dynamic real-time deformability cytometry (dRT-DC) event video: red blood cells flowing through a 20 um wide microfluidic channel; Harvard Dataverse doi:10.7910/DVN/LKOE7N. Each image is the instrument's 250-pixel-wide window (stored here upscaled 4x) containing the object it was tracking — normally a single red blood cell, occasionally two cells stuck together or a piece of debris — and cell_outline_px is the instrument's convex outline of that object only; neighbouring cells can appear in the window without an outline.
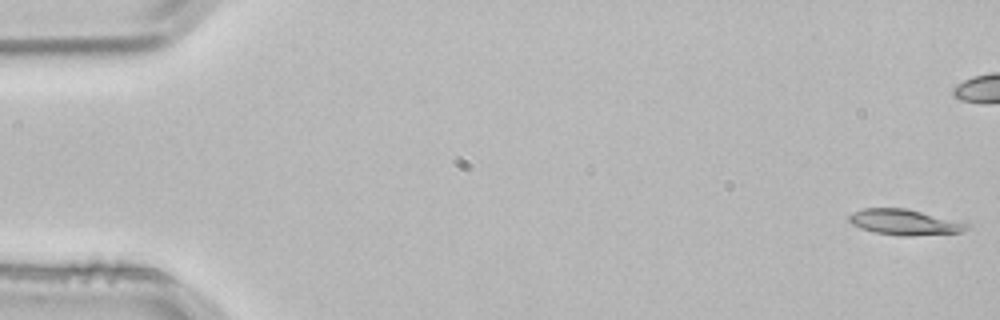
{"species": "common noctule bat (a hibernating species)", "species_latin": "Nyctalus noctula", "temperature_condition": "room temperature", "stored_images_in_passage": 5, "camera_frame_rate_fps": 3000, "um_per_image_px": 0.085, "animal": {"sex": "male", "body_mass_g": 21.5, "forearm_length_mm": 52.0}, "frame": {"image": 1, "passage_image": 1, "time_ms": 0.0, "image_size_px": [1000, 320], "cell_outline_px": [[972, 224], [968, 228], [960, 232], [912, 236], [900, 236], [876, 232], [860, 228], [852, 224], [848, 220], [848, 216], [864, 208], [904, 208], [964, 220]], "centroid_in_image_um": [76.99, 18.88], "position_along_channel_um": 8.0, "area_um2": 17.86}}